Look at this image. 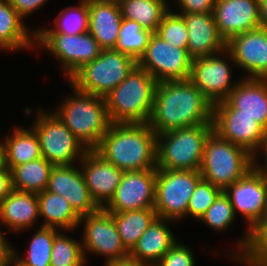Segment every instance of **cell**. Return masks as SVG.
Returning <instances> with one entry per match:
<instances>
[{
	"mask_svg": "<svg viewBox=\"0 0 267 266\" xmlns=\"http://www.w3.org/2000/svg\"><path fill=\"white\" fill-rule=\"evenodd\" d=\"M212 102L188 79L157 82L148 125L158 134L213 124Z\"/></svg>",
	"mask_w": 267,
	"mask_h": 266,
	"instance_id": "1",
	"label": "cell"
},
{
	"mask_svg": "<svg viewBox=\"0 0 267 266\" xmlns=\"http://www.w3.org/2000/svg\"><path fill=\"white\" fill-rule=\"evenodd\" d=\"M157 134L148 123H111L94 149L124 172L157 169Z\"/></svg>",
	"mask_w": 267,
	"mask_h": 266,
	"instance_id": "2",
	"label": "cell"
},
{
	"mask_svg": "<svg viewBox=\"0 0 267 266\" xmlns=\"http://www.w3.org/2000/svg\"><path fill=\"white\" fill-rule=\"evenodd\" d=\"M70 87L73 95L61 101L54 113L87 150L95 149L111 124L105 98Z\"/></svg>",
	"mask_w": 267,
	"mask_h": 266,
	"instance_id": "3",
	"label": "cell"
},
{
	"mask_svg": "<svg viewBox=\"0 0 267 266\" xmlns=\"http://www.w3.org/2000/svg\"><path fill=\"white\" fill-rule=\"evenodd\" d=\"M157 81L136 66L115 89L106 95L111 123H148L154 104Z\"/></svg>",
	"mask_w": 267,
	"mask_h": 266,
	"instance_id": "4",
	"label": "cell"
},
{
	"mask_svg": "<svg viewBox=\"0 0 267 266\" xmlns=\"http://www.w3.org/2000/svg\"><path fill=\"white\" fill-rule=\"evenodd\" d=\"M213 124L180 128L157 135V169L200 171Z\"/></svg>",
	"mask_w": 267,
	"mask_h": 266,
	"instance_id": "5",
	"label": "cell"
},
{
	"mask_svg": "<svg viewBox=\"0 0 267 266\" xmlns=\"http://www.w3.org/2000/svg\"><path fill=\"white\" fill-rule=\"evenodd\" d=\"M254 167V156L213 131L205 145L200 173L202 179L224 191Z\"/></svg>",
	"mask_w": 267,
	"mask_h": 266,
	"instance_id": "6",
	"label": "cell"
},
{
	"mask_svg": "<svg viewBox=\"0 0 267 266\" xmlns=\"http://www.w3.org/2000/svg\"><path fill=\"white\" fill-rule=\"evenodd\" d=\"M224 193L233 206L235 215L241 213L247 221V233L236 243L231 258L238 260L246 253L251 231L267 217V180L253 167L238 181L228 186ZM238 251V252H237Z\"/></svg>",
	"mask_w": 267,
	"mask_h": 266,
	"instance_id": "7",
	"label": "cell"
},
{
	"mask_svg": "<svg viewBox=\"0 0 267 266\" xmlns=\"http://www.w3.org/2000/svg\"><path fill=\"white\" fill-rule=\"evenodd\" d=\"M137 66L131 56L115 49H103L92 62L85 64L68 81L78 91L105 97Z\"/></svg>",
	"mask_w": 267,
	"mask_h": 266,
	"instance_id": "8",
	"label": "cell"
},
{
	"mask_svg": "<svg viewBox=\"0 0 267 266\" xmlns=\"http://www.w3.org/2000/svg\"><path fill=\"white\" fill-rule=\"evenodd\" d=\"M200 171L157 169L154 209L158 218L178 221L187 217V208Z\"/></svg>",
	"mask_w": 267,
	"mask_h": 266,
	"instance_id": "9",
	"label": "cell"
},
{
	"mask_svg": "<svg viewBox=\"0 0 267 266\" xmlns=\"http://www.w3.org/2000/svg\"><path fill=\"white\" fill-rule=\"evenodd\" d=\"M53 111L40 109L31 125L39 138L41 155L53 166L74 165L87 149Z\"/></svg>",
	"mask_w": 267,
	"mask_h": 266,
	"instance_id": "10",
	"label": "cell"
},
{
	"mask_svg": "<svg viewBox=\"0 0 267 266\" xmlns=\"http://www.w3.org/2000/svg\"><path fill=\"white\" fill-rule=\"evenodd\" d=\"M56 57L68 80L85 64L92 62L103 50L96 39L85 32L79 35L36 33V45Z\"/></svg>",
	"mask_w": 267,
	"mask_h": 266,
	"instance_id": "11",
	"label": "cell"
},
{
	"mask_svg": "<svg viewBox=\"0 0 267 266\" xmlns=\"http://www.w3.org/2000/svg\"><path fill=\"white\" fill-rule=\"evenodd\" d=\"M137 66L146 70L157 82L188 80L192 58L187 49L172 46L153 33Z\"/></svg>",
	"mask_w": 267,
	"mask_h": 266,
	"instance_id": "12",
	"label": "cell"
},
{
	"mask_svg": "<svg viewBox=\"0 0 267 266\" xmlns=\"http://www.w3.org/2000/svg\"><path fill=\"white\" fill-rule=\"evenodd\" d=\"M80 224H83L81 243L85 261L87 251L104 256L105 263L128 259L129 251L122 243L112 213L100 208L94 213L82 216L79 226Z\"/></svg>",
	"mask_w": 267,
	"mask_h": 266,
	"instance_id": "13",
	"label": "cell"
},
{
	"mask_svg": "<svg viewBox=\"0 0 267 266\" xmlns=\"http://www.w3.org/2000/svg\"><path fill=\"white\" fill-rule=\"evenodd\" d=\"M213 129L223 139L246 149L256 158L267 131L252 117L236 115L223 101L214 104ZM259 150V151H258Z\"/></svg>",
	"mask_w": 267,
	"mask_h": 266,
	"instance_id": "14",
	"label": "cell"
},
{
	"mask_svg": "<svg viewBox=\"0 0 267 266\" xmlns=\"http://www.w3.org/2000/svg\"><path fill=\"white\" fill-rule=\"evenodd\" d=\"M223 55L247 71L245 78L267 79V28L260 27L231 37Z\"/></svg>",
	"mask_w": 267,
	"mask_h": 266,
	"instance_id": "15",
	"label": "cell"
},
{
	"mask_svg": "<svg viewBox=\"0 0 267 266\" xmlns=\"http://www.w3.org/2000/svg\"><path fill=\"white\" fill-rule=\"evenodd\" d=\"M157 169L124 172L114 197L104 207L109 213L154 208Z\"/></svg>",
	"mask_w": 267,
	"mask_h": 266,
	"instance_id": "16",
	"label": "cell"
},
{
	"mask_svg": "<svg viewBox=\"0 0 267 266\" xmlns=\"http://www.w3.org/2000/svg\"><path fill=\"white\" fill-rule=\"evenodd\" d=\"M220 54L192 59L190 81L216 104L228 98L239 81L231 82V65ZM220 56V57H219Z\"/></svg>",
	"mask_w": 267,
	"mask_h": 266,
	"instance_id": "17",
	"label": "cell"
},
{
	"mask_svg": "<svg viewBox=\"0 0 267 266\" xmlns=\"http://www.w3.org/2000/svg\"><path fill=\"white\" fill-rule=\"evenodd\" d=\"M46 191L64 197L80 217L100 209L91 197L81 168L75 165L53 166Z\"/></svg>",
	"mask_w": 267,
	"mask_h": 266,
	"instance_id": "18",
	"label": "cell"
},
{
	"mask_svg": "<svg viewBox=\"0 0 267 266\" xmlns=\"http://www.w3.org/2000/svg\"><path fill=\"white\" fill-rule=\"evenodd\" d=\"M79 161L91 197L100 208H104L114 197L124 171L106 161L94 149L87 150Z\"/></svg>",
	"mask_w": 267,
	"mask_h": 266,
	"instance_id": "19",
	"label": "cell"
},
{
	"mask_svg": "<svg viewBox=\"0 0 267 266\" xmlns=\"http://www.w3.org/2000/svg\"><path fill=\"white\" fill-rule=\"evenodd\" d=\"M212 14L226 42L235 35L261 27L259 0H217Z\"/></svg>",
	"mask_w": 267,
	"mask_h": 266,
	"instance_id": "20",
	"label": "cell"
},
{
	"mask_svg": "<svg viewBox=\"0 0 267 266\" xmlns=\"http://www.w3.org/2000/svg\"><path fill=\"white\" fill-rule=\"evenodd\" d=\"M188 29L187 51L192 59L212 56L226 50L212 13L179 14Z\"/></svg>",
	"mask_w": 267,
	"mask_h": 266,
	"instance_id": "21",
	"label": "cell"
},
{
	"mask_svg": "<svg viewBox=\"0 0 267 266\" xmlns=\"http://www.w3.org/2000/svg\"><path fill=\"white\" fill-rule=\"evenodd\" d=\"M236 115H247L267 131V79L242 78L223 101Z\"/></svg>",
	"mask_w": 267,
	"mask_h": 266,
	"instance_id": "22",
	"label": "cell"
},
{
	"mask_svg": "<svg viewBox=\"0 0 267 266\" xmlns=\"http://www.w3.org/2000/svg\"><path fill=\"white\" fill-rule=\"evenodd\" d=\"M89 30L102 49H115L122 14L117 0H88Z\"/></svg>",
	"mask_w": 267,
	"mask_h": 266,
	"instance_id": "23",
	"label": "cell"
},
{
	"mask_svg": "<svg viewBox=\"0 0 267 266\" xmlns=\"http://www.w3.org/2000/svg\"><path fill=\"white\" fill-rule=\"evenodd\" d=\"M169 222L174 221L157 217L138 239L128 258L155 266L177 241L169 225L166 226Z\"/></svg>",
	"mask_w": 267,
	"mask_h": 266,
	"instance_id": "24",
	"label": "cell"
},
{
	"mask_svg": "<svg viewBox=\"0 0 267 266\" xmlns=\"http://www.w3.org/2000/svg\"><path fill=\"white\" fill-rule=\"evenodd\" d=\"M39 217L38 194L13 189L0 203V223L7 226V232H24L33 227Z\"/></svg>",
	"mask_w": 267,
	"mask_h": 266,
	"instance_id": "25",
	"label": "cell"
},
{
	"mask_svg": "<svg viewBox=\"0 0 267 266\" xmlns=\"http://www.w3.org/2000/svg\"><path fill=\"white\" fill-rule=\"evenodd\" d=\"M23 17L10 5L0 0V48L12 52L35 48L36 29L29 32ZM30 33V34H29ZM34 47H33V46Z\"/></svg>",
	"mask_w": 267,
	"mask_h": 266,
	"instance_id": "26",
	"label": "cell"
},
{
	"mask_svg": "<svg viewBox=\"0 0 267 266\" xmlns=\"http://www.w3.org/2000/svg\"><path fill=\"white\" fill-rule=\"evenodd\" d=\"M13 134L3 140L4 165L10 170L32 160L41 158L40 142L32 127H14Z\"/></svg>",
	"mask_w": 267,
	"mask_h": 266,
	"instance_id": "27",
	"label": "cell"
},
{
	"mask_svg": "<svg viewBox=\"0 0 267 266\" xmlns=\"http://www.w3.org/2000/svg\"><path fill=\"white\" fill-rule=\"evenodd\" d=\"M39 216L44 219L41 227L64 229L67 231L79 228L80 216L72 209L62 196L44 191L38 194Z\"/></svg>",
	"mask_w": 267,
	"mask_h": 266,
	"instance_id": "28",
	"label": "cell"
},
{
	"mask_svg": "<svg viewBox=\"0 0 267 266\" xmlns=\"http://www.w3.org/2000/svg\"><path fill=\"white\" fill-rule=\"evenodd\" d=\"M53 165L44 157L11 169L12 188L16 191L39 194L46 190Z\"/></svg>",
	"mask_w": 267,
	"mask_h": 266,
	"instance_id": "29",
	"label": "cell"
},
{
	"mask_svg": "<svg viewBox=\"0 0 267 266\" xmlns=\"http://www.w3.org/2000/svg\"><path fill=\"white\" fill-rule=\"evenodd\" d=\"M118 3L123 19L134 20L152 33L156 32L163 16L171 9L163 0H118Z\"/></svg>",
	"mask_w": 267,
	"mask_h": 266,
	"instance_id": "30",
	"label": "cell"
},
{
	"mask_svg": "<svg viewBox=\"0 0 267 266\" xmlns=\"http://www.w3.org/2000/svg\"><path fill=\"white\" fill-rule=\"evenodd\" d=\"M124 247L130 252L138 239L157 218L154 208L112 213Z\"/></svg>",
	"mask_w": 267,
	"mask_h": 266,
	"instance_id": "31",
	"label": "cell"
},
{
	"mask_svg": "<svg viewBox=\"0 0 267 266\" xmlns=\"http://www.w3.org/2000/svg\"><path fill=\"white\" fill-rule=\"evenodd\" d=\"M61 231L63 230L40 226L30 239L26 256H18L13 249V259L21 266H50L53 241Z\"/></svg>",
	"mask_w": 267,
	"mask_h": 266,
	"instance_id": "32",
	"label": "cell"
},
{
	"mask_svg": "<svg viewBox=\"0 0 267 266\" xmlns=\"http://www.w3.org/2000/svg\"><path fill=\"white\" fill-rule=\"evenodd\" d=\"M55 18V28L38 29L36 33H62L79 35L89 30L88 0H80L77 6L67 7L60 11Z\"/></svg>",
	"mask_w": 267,
	"mask_h": 266,
	"instance_id": "33",
	"label": "cell"
},
{
	"mask_svg": "<svg viewBox=\"0 0 267 266\" xmlns=\"http://www.w3.org/2000/svg\"><path fill=\"white\" fill-rule=\"evenodd\" d=\"M152 34L151 31L143 29L138 22L122 19L115 50L129 55L137 61L145 52Z\"/></svg>",
	"mask_w": 267,
	"mask_h": 266,
	"instance_id": "34",
	"label": "cell"
},
{
	"mask_svg": "<svg viewBox=\"0 0 267 266\" xmlns=\"http://www.w3.org/2000/svg\"><path fill=\"white\" fill-rule=\"evenodd\" d=\"M81 241L58 233L53 241L50 266H85Z\"/></svg>",
	"mask_w": 267,
	"mask_h": 266,
	"instance_id": "35",
	"label": "cell"
},
{
	"mask_svg": "<svg viewBox=\"0 0 267 266\" xmlns=\"http://www.w3.org/2000/svg\"><path fill=\"white\" fill-rule=\"evenodd\" d=\"M235 212L228 196L222 191L199 221L216 232L227 230L235 221Z\"/></svg>",
	"mask_w": 267,
	"mask_h": 266,
	"instance_id": "36",
	"label": "cell"
},
{
	"mask_svg": "<svg viewBox=\"0 0 267 266\" xmlns=\"http://www.w3.org/2000/svg\"><path fill=\"white\" fill-rule=\"evenodd\" d=\"M155 34L172 46L187 49L188 29L184 19L176 12L169 10L157 28Z\"/></svg>",
	"mask_w": 267,
	"mask_h": 266,
	"instance_id": "37",
	"label": "cell"
},
{
	"mask_svg": "<svg viewBox=\"0 0 267 266\" xmlns=\"http://www.w3.org/2000/svg\"><path fill=\"white\" fill-rule=\"evenodd\" d=\"M239 262L247 266H267V220L264 219L253 231L246 253Z\"/></svg>",
	"mask_w": 267,
	"mask_h": 266,
	"instance_id": "38",
	"label": "cell"
},
{
	"mask_svg": "<svg viewBox=\"0 0 267 266\" xmlns=\"http://www.w3.org/2000/svg\"><path fill=\"white\" fill-rule=\"evenodd\" d=\"M221 192L222 190L219 187L201 179L190 197L187 216L200 220Z\"/></svg>",
	"mask_w": 267,
	"mask_h": 266,
	"instance_id": "39",
	"label": "cell"
},
{
	"mask_svg": "<svg viewBox=\"0 0 267 266\" xmlns=\"http://www.w3.org/2000/svg\"><path fill=\"white\" fill-rule=\"evenodd\" d=\"M155 266H195L194 254L187 245L176 241Z\"/></svg>",
	"mask_w": 267,
	"mask_h": 266,
	"instance_id": "40",
	"label": "cell"
},
{
	"mask_svg": "<svg viewBox=\"0 0 267 266\" xmlns=\"http://www.w3.org/2000/svg\"><path fill=\"white\" fill-rule=\"evenodd\" d=\"M217 0H177L180 12L177 14L187 13H212Z\"/></svg>",
	"mask_w": 267,
	"mask_h": 266,
	"instance_id": "41",
	"label": "cell"
},
{
	"mask_svg": "<svg viewBox=\"0 0 267 266\" xmlns=\"http://www.w3.org/2000/svg\"><path fill=\"white\" fill-rule=\"evenodd\" d=\"M48 0H8L10 5L24 18L38 10Z\"/></svg>",
	"mask_w": 267,
	"mask_h": 266,
	"instance_id": "42",
	"label": "cell"
},
{
	"mask_svg": "<svg viewBox=\"0 0 267 266\" xmlns=\"http://www.w3.org/2000/svg\"><path fill=\"white\" fill-rule=\"evenodd\" d=\"M12 190L11 170L3 165L0 167V203Z\"/></svg>",
	"mask_w": 267,
	"mask_h": 266,
	"instance_id": "43",
	"label": "cell"
},
{
	"mask_svg": "<svg viewBox=\"0 0 267 266\" xmlns=\"http://www.w3.org/2000/svg\"><path fill=\"white\" fill-rule=\"evenodd\" d=\"M8 238L0 228V266H10V261L13 259L12 244L7 241Z\"/></svg>",
	"mask_w": 267,
	"mask_h": 266,
	"instance_id": "44",
	"label": "cell"
},
{
	"mask_svg": "<svg viewBox=\"0 0 267 266\" xmlns=\"http://www.w3.org/2000/svg\"><path fill=\"white\" fill-rule=\"evenodd\" d=\"M260 150H264L265 154H264V158H265V162L261 165V163H257L256 161L258 160H254V167L255 169L267 180V137L265 139V141L263 142V145L260 147ZM257 163V164H256Z\"/></svg>",
	"mask_w": 267,
	"mask_h": 266,
	"instance_id": "45",
	"label": "cell"
},
{
	"mask_svg": "<svg viewBox=\"0 0 267 266\" xmlns=\"http://www.w3.org/2000/svg\"><path fill=\"white\" fill-rule=\"evenodd\" d=\"M261 27L267 28V0H259Z\"/></svg>",
	"mask_w": 267,
	"mask_h": 266,
	"instance_id": "46",
	"label": "cell"
},
{
	"mask_svg": "<svg viewBox=\"0 0 267 266\" xmlns=\"http://www.w3.org/2000/svg\"><path fill=\"white\" fill-rule=\"evenodd\" d=\"M104 266H146V265L128 258L122 261H113L105 263Z\"/></svg>",
	"mask_w": 267,
	"mask_h": 266,
	"instance_id": "47",
	"label": "cell"
},
{
	"mask_svg": "<svg viewBox=\"0 0 267 266\" xmlns=\"http://www.w3.org/2000/svg\"><path fill=\"white\" fill-rule=\"evenodd\" d=\"M4 165L3 141L0 140V167Z\"/></svg>",
	"mask_w": 267,
	"mask_h": 266,
	"instance_id": "48",
	"label": "cell"
},
{
	"mask_svg": "<svg viewBox=\"0 0 267 266\" xmlns=\"http://www.w3.org/2000/svg\"><path fill=\"white\" fill-rule=\"evenodd\" d=\"M10 265H11V266H21V265L18 264L14 259H12V260L10 261Z\"/></svg>",
	"mask_w": 267,
	"mask_h": 266,
	"instance_id": "49",
	"label": "cell"
}]
</instances>
